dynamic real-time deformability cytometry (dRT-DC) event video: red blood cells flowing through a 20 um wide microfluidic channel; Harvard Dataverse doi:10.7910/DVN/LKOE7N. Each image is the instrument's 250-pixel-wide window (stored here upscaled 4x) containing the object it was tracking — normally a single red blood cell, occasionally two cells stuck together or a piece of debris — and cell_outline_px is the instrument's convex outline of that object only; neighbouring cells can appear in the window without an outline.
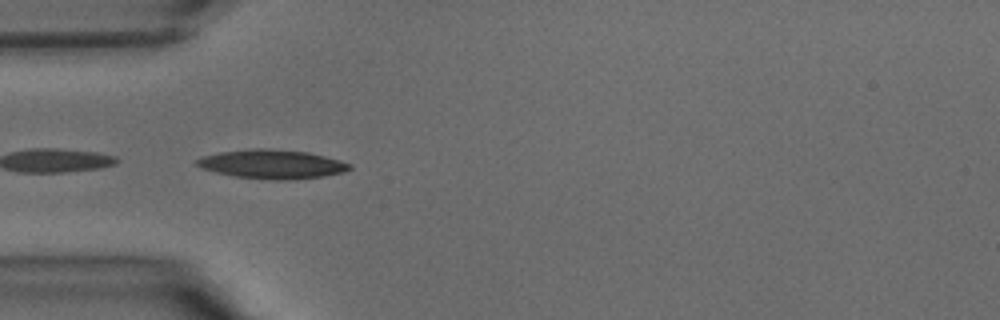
{"species": "common noctule bat (a hibernating species)", "species_latin": "Nyctalus noctula", "temperature_condition": "warm", "stored_images_in_passage": 10, "camera_frame_rate_fps": 3000, "um_per_image_px": 0.085, "animal": {"sex": "male", "body_mass_g": 15.6}, "frame": {"image": 1, "passage_image": 4, "time_ms": 1.0, "image_size_px": [1000, 320], "cell_outline_px": [[352, 168], [344, 172], [324, 176], [292, 180], [276, 180], [236, 176], [216, 172], [200, 168], [192, 164], [192, 160], [200, 156], [220, 152], [252, 148], [268, 148], [308, 152], [340, 160], [352, 164]], "centroid_in_image_um": [23.07, 13.94], "position_along_channel_um": 61.9, "area_um2": 26.13}}